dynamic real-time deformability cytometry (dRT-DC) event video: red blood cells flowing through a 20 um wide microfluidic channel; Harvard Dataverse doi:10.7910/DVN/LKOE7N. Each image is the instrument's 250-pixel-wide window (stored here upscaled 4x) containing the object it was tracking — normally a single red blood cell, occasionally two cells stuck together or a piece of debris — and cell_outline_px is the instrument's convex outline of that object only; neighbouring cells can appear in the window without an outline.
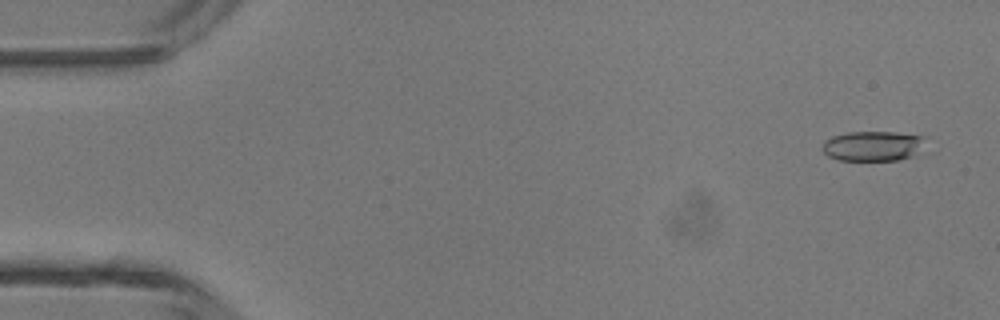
{"species": "common noctule bat (a hibernating species)", "species_latin": "Nyctalus noctula", "temperature_condition": "room temperature", "stored_images_in_passage": 13, "camera_frame_rate_fps": 3000, "um_per_image_px": 0.085, "animal": {"sex": "male", "body_mass_g": 13.3}, "frame": {"image": 1, "passage_image": 3, "time_ms": 0.667, "image_size_px": [1000, 320], "cell_outline_px": [[924, 136], [920, 152], [912, 156], [896, 160], [840, 160], [828, 156], [824, 152], [824, 140], [832, 136], [848, 132], [896, 132]], "centroid_in_image_um": [74.19, 12.4], "position_along_channel_um": 10.8, "area_um2": 17.86}}